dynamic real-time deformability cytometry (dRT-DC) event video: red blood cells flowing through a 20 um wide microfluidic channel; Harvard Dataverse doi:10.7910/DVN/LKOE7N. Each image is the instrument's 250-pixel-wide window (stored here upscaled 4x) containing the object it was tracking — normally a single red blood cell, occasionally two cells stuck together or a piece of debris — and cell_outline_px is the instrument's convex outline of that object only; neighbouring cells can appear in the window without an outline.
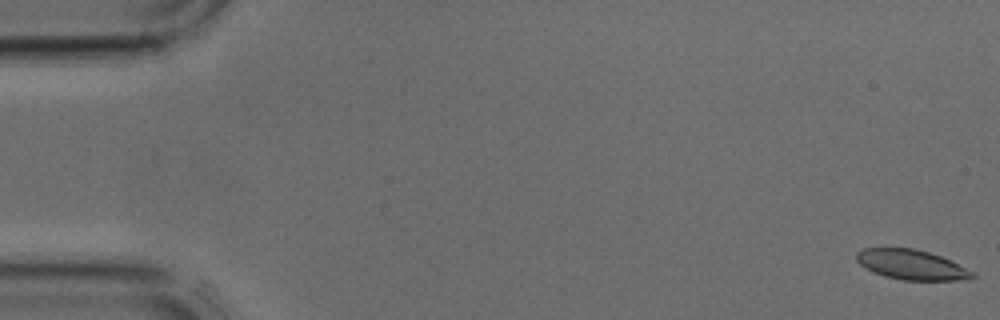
{"species": "common noctule bat (a hibernating species)", "species_latin": "Nyctalus noctula", "temperature_condition": "cold", "stored_images_in_passage": 4, "camera_frame_rate_fps": 3000, "um_per_image_px": 0.085, "animal": {"sex": "male", "body_mass_g": 17.9, "forearm_length_mm": 54.2}, "frame": {"image": 1, "passage_image": 1, "time_ms": 0.0, "image_size_px": [1000, 320], "cell_outline_px": [[976, 276], [968, 280], [904, 280], [884, 276], [872, 272], [860, 264], [856, 260], [856, 252], [864, 248], [916, 248], [940, 256], [972, 272]], "centroid_in_image_um": [77.43, 22.5], "position_along_channel_um": 7.6, "area_um2": 20.0}}